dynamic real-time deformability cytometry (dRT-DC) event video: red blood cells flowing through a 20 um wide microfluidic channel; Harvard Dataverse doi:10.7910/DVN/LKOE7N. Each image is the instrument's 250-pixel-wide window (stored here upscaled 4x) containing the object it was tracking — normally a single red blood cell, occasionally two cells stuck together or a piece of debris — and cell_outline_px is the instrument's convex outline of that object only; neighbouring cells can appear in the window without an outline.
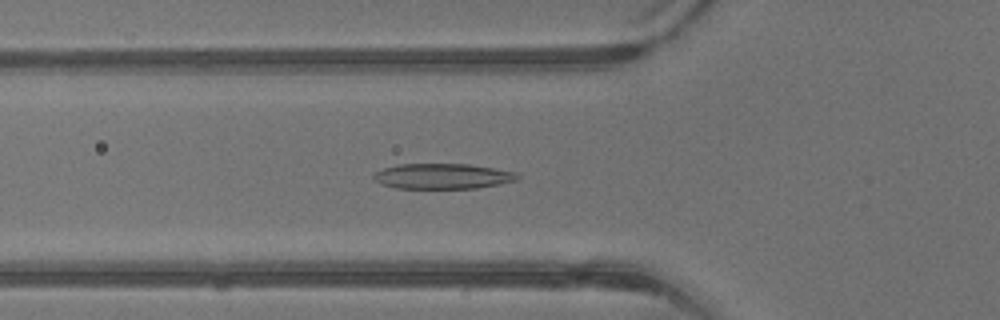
{"species": "common noctule bat (a hibernating species)", "species_latin": "Nyctalus noctula", "temperature_condition": "warm", "stored_images_in_passage": 42, "camera_frame_rate_fps": 3000, "um_per_image_px": 0.085, "animal": {"sex": "male", "body_mass_g": 13.3}, "frame": {"image": 1, "passage_image": 15, "time_ms": 4.667, "image_size_px": [1000, 320], "cell_outline_px": [[520, 180], [500, 184], [476, 188], [396, 188], [380, 184], [372, 176], [376, 172], [384, 168], [396, 164], [468, 164], [516, 172], [520, 176]], "centroid_in_image_um": [37.64, 14.98], "position_along_channel_um": 88.2, "area_um2": 21.27}}
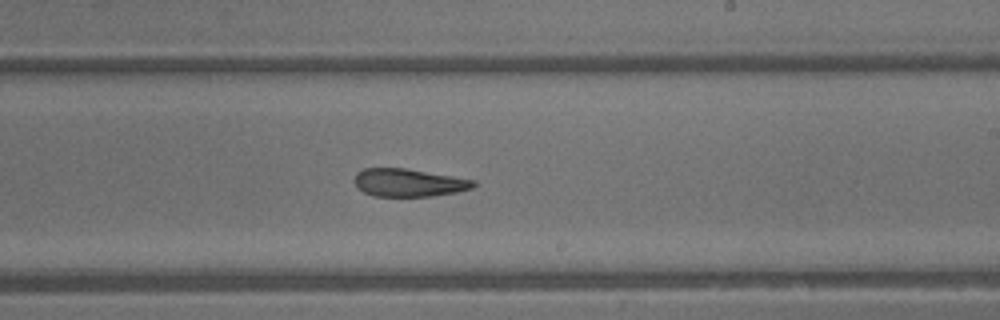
{"frame": {"image": 2, "passage_image": 25, "time_ms": 8.0, "image_size_px": [1000, 320], "cell_outline_px": [[476, 184], [472, 188], [456, 192], [432, 196], [372, 196], [356, 188], [356, 172], [364, 168], [404, 168], [476, 180]], "centroid_in_image_um": [34.73, 15.53], "position_along_channel_um": 254.3, "area_um2": 19.25}}
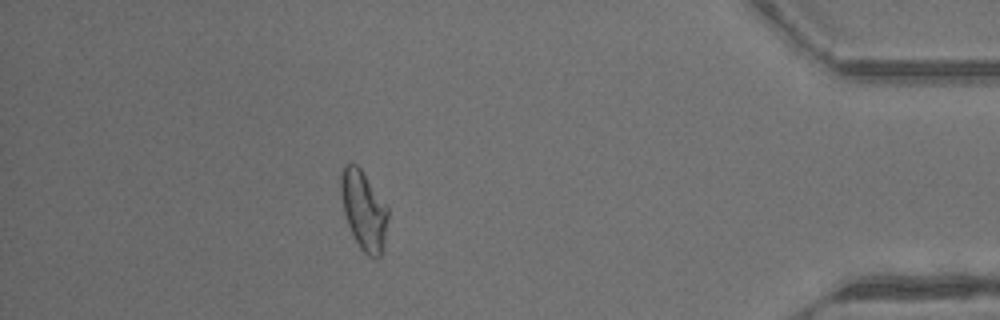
{"frame": {"image": 3, "passage_image": 37, "time_ms": 12.0, "image_size_px": [1000, 320], "cell_outline_px": [[388, 220], [384, 244], [380, 256], [376, 260], [368, 256], [360, 248], [348, 224], [344, 212], [340, 192], [340, 172], [344, 164], [356, 164], [360, 168], [388, 208]], "centroid_in_image_um": [30.91, 17.88], "position_along_channel_um": 404.3, "area_um2": 21.56}, "authors_computed_cell_mechanics": {"area_um2": 21.6461, "velocity_mm_per_s": 4.9724, "shape_relaxation_time_tau1_ms": 8.4634, "shape_relaxation_time_tau2_ms": 2.6589, "deformation_change_tau1": 0.2372, "deformation_change_tau2": 0.119}}